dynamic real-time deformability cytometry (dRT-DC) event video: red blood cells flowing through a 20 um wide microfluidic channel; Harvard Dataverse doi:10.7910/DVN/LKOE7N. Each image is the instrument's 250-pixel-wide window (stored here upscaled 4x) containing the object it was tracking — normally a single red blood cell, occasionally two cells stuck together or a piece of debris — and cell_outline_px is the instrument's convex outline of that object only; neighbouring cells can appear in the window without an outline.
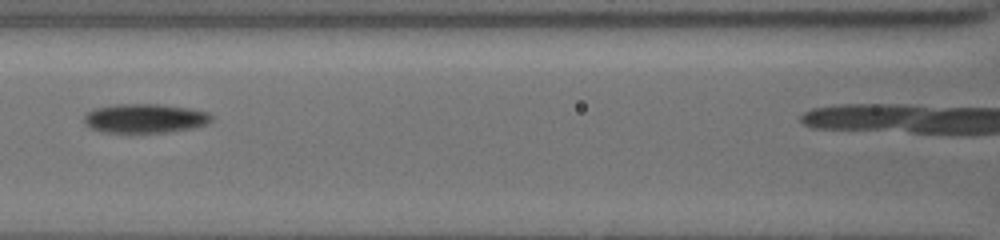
{"species": "common noctule bat (a hibernating species)", "species_latin": "Nyctalus noctula", "temperature_condition": "cold", "stored_images_in_passage": 11, "camera_frame_rate_fps": 3000, "um_per_image_px": 0.085, "animal": {"sex": "female", "body_mass_g": 19.5, "forearm_length_mm": 54.1}, "frame": {"image": 1, "passage_image": 8, "time_ms": 7.0, "image_size_px": [1000, 240], "cell_outline_px": [[212, 120], [204, 124], [192, 128], [164, 132], [104, 132], [92, 128], [84, 124], [84, 116], [92, 108], [112, 104], [160, 104], [188, 108], [208, 112], [212, 116]], "centroid_in_image_um": [12.27, 10.04], "position_along_channel_um": 154.3, "area_um2": 21.56}}
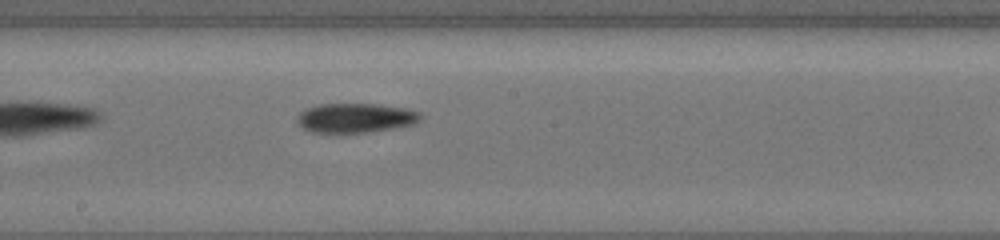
{"frame": {"image": 2, "passage_image": 10, "time_ms": 8.667, "image_size_px": [1000, 240], "cell_outline_px": [[420, 120], [412, 124], [392, 128], [364, 132], [312, 132], [304, 128], [296, 120], [300, 112], [308, 108], [320, 104], [376, 104], [408, 108], [420, 112]], "centroid_in_image_um": [30.23, 10.01], "position_along_channel_um": 218.0, "area_um2": 20.81}}